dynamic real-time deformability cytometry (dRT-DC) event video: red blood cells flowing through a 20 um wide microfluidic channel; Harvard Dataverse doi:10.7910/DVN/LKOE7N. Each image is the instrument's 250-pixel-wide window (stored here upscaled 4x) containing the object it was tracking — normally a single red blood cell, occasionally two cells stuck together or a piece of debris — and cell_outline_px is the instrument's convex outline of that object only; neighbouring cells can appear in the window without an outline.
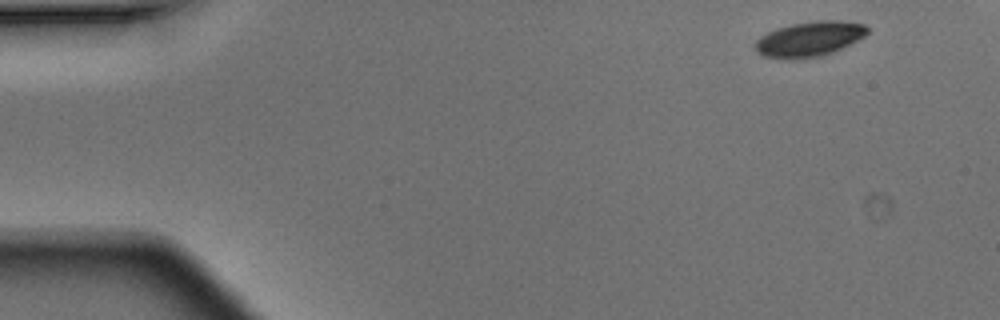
{"species": "Egyptian fruit bat (a non-hibernating species)", "species_latin": "Rousettus aegyptiacus", "temperature_condition": "warm", "stored_images_in_passage": 3, "camera_frame_rate_fps": 3000, "um_per_image_px": 0.085, "animal": {"sex": "male"}, "frame": {"image": 1, "passage_image": 1, "time_ms": 0.0, "image_size_px": [1000, 320], "cell_outline_px": [[868, 32], [864, 36], [832, 52], [820, 56], [792, 60], [788, 60], [764, 56], [756, 52], [756, 40], [760, 36], [776, 28], [792, 24], [816, 20], [840, 20], [864, 24], [868, 28]], "centroid_in_image_um": [68.76, 3.31], "position_along_channel_um": 16.2, "area_um2": 22.83}}